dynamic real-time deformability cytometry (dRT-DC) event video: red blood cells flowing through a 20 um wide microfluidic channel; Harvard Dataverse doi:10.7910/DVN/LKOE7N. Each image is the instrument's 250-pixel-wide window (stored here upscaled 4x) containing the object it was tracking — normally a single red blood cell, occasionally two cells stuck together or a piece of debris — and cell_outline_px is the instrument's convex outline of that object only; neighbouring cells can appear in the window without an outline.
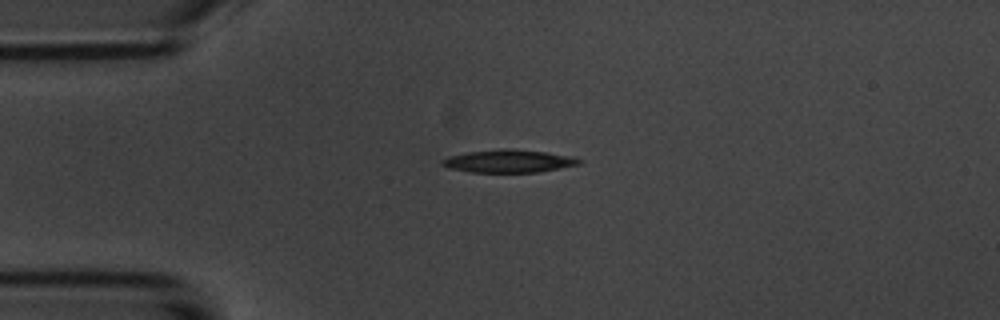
{"species": "common noctule bat (a hibernating species)", "species_latin": "Nyctalus noctula", "temperature_condition": "room temperature", "stored_images_in_passage": 5, "camera_frame_rate_fps": 3000, "um_per_image_px": 0.085, "animal": {"sex": "male", "body_mass_g": 20.1, "forearm_length_mm": 53.5}, "frame": {"image": 1, "passage_image": 4, "time_ms": 3.667, "image_size_px": [1000, 320], "cell_outline_px": [[580, 164], [540, 172], [472, 172], [448, 168], [440, 164], [440, 160], [448, 156], [468, 152], [500, 148], [512, 148], [548, 152], [572, 156], [580, 160]], "centroid_in_image_um": [43.21, 13.68], "position_along_channel_um": 41.8, "area_um2": 18.38}}